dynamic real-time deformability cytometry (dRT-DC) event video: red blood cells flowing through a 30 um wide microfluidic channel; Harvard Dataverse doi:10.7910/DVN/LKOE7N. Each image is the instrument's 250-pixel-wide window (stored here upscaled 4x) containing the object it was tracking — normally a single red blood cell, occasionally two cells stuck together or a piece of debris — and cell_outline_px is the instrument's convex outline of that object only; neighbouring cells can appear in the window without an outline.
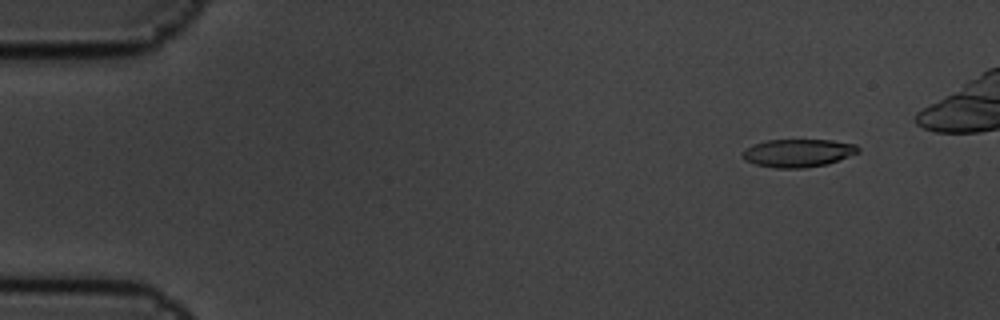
{"species": "common noctule bat (a hibernating species)", "species_latin": "Nyctalus noctula", "temperature_condition": "cold", "stored_images_in_passage": 10, "camera_frame_rate_fps": 3000, "um_per_image_px": 0.085, "animal": {"sex": "male", "body_mass_g": 19.5, "forearm_length_mm": 54.6}, "frame": {"image": 1, "passage_image": 1, "time_ms": 0.0, "image_size_px": [1000, 320], "cell_outline_px": [[860, 152], [828, 164], [804, 168], [776, 168], [756, 164], [744, 160], [740, 152], [752, 144], [768, 140], [832, 140], [856, 144], [860, 148]], "centroid_in_image_um": [67.83, 13.0], "position_along_channel_um": 17.2, "area_um2": 19.02}}
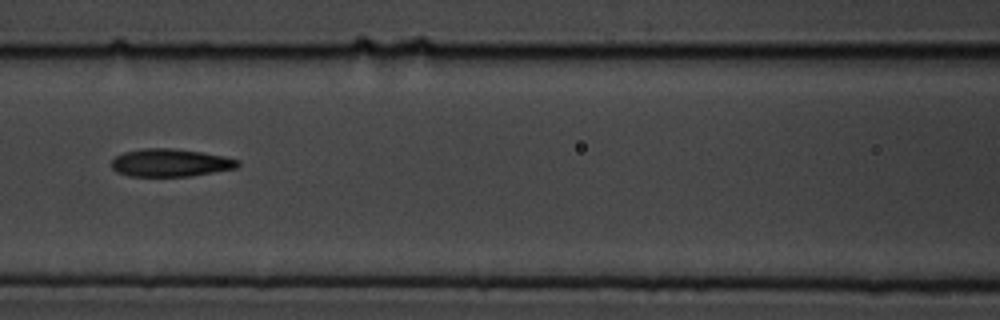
{"frame": {"image": 2, "passage_image": 7, "time_ms": 2.0, "image_size_px": [1000, 320], "cell_outline_px": [[240, 164], [236, 168], [188, 176], [128, 176], [116, 172], [112, 168], [112, 160], [116, 156], [124, 152], [144, 148], [172, 148], [200, 152], [224, 156], [240, 160]], "centroid_in_image_um": [14.47, 13.83], "position_along_channel_um": 152.1, "area_um2": 20.35}}
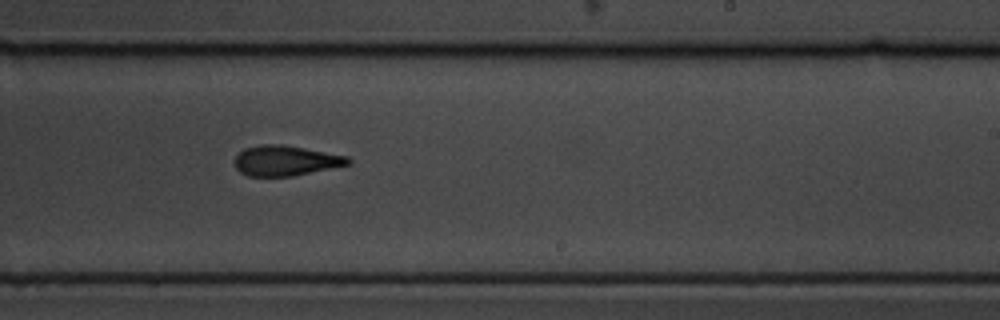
{"frame": {"image": 3, "passage_image": 10, "time_ms": 3.0, "image_size_px": [1000, 320], "cell_outline_px": [[352, 164], [292, 176], [248, 176], [240, 172], [236, 168], [236, 156], [244, 148], [260, 144], [280, 144], [304, 148], [348, 156], [352, 160]], "centroid_in_image_um": [24.3, 13.65], "position_along_channel_um": 264.7, "area_um2": 19.94}}